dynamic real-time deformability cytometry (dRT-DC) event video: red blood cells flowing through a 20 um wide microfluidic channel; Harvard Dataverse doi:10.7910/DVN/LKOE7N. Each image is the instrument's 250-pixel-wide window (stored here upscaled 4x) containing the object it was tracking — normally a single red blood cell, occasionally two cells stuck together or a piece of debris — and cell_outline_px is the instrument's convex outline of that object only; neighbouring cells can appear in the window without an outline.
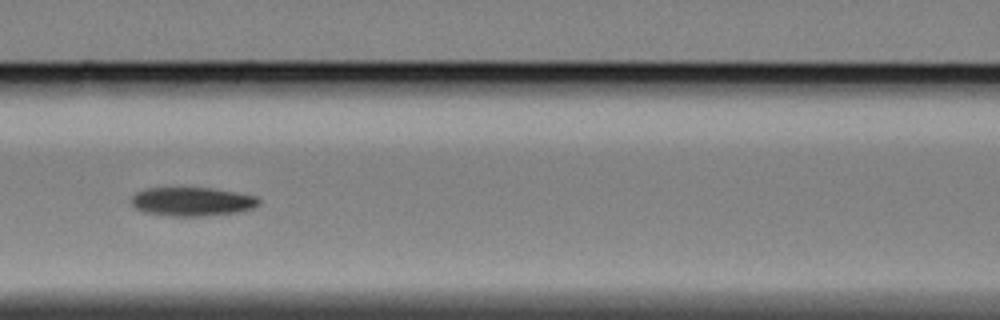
{"species": "Egyptian fruit bat (a non-hibernating species)", "species_latin": "Rousettus aegyptiacus", "temperature_condition": "cold", "stored_images_in_passage": 22, "camera_frame_rate_fps": 3000, "um_per_image_px": 0.085, "animal": {"sex": "female"}, "frame": {"image": 1, "passage_image": 10, "time_ms": 3.0, "image_size_px": [1000, 320], "cell_outline_px": [[260, 204], [252, 208], [240, 212], [208, 216], [168, 216], [144, 212], [136, 208], [132, 204], [132, 196], [136, 192], [148, 188], [212, 188], [236, 192], [256, 196], [260, 200]], "centroid_in_image_um": [16.36, 17.14], "position_along_channel_um": 150.2, "area_um2": 21.5}}
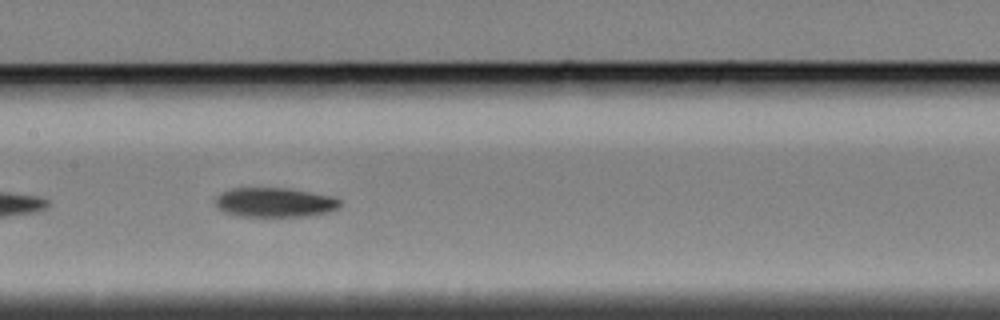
{"frame": {"image": 2, "passage_image": 13, "time_ms": 4.0, "image_size_px": [1000, 320], "cell_outline_px": [[340, 208], [328, 212], [304, 216], [240, 216], [224, 212], [216, 208], [216, 196], [220, 192], [232, 188], [288, 188], [332, 196], [340, 200]], "centroid_in_image_um": [23.33, 17.2], "position_along_channel_um": 184.1, "area_um2": 21.44}}